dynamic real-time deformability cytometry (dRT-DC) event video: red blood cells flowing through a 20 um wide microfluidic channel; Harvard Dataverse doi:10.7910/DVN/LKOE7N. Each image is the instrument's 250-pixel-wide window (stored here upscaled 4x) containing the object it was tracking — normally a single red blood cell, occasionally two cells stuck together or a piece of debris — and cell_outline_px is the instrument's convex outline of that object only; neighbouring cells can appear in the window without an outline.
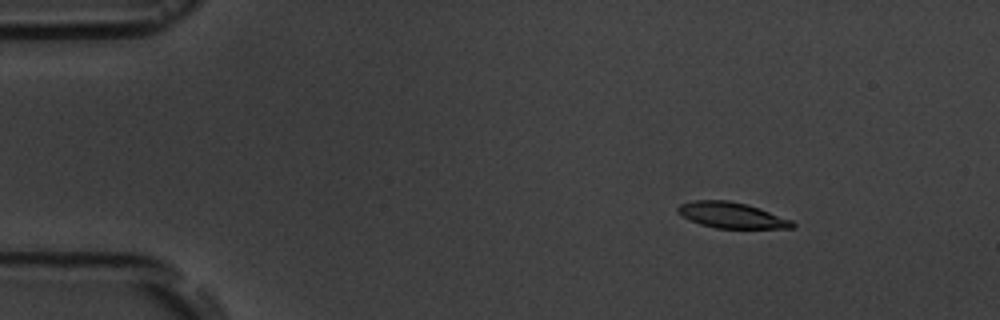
{"species": "common noctule bat (a hibernating species)", "species_latin": "Nyctalus noctula", "temperature_condition": "room temperature", "stored_images_in_passage": 17, "camera_frame_rate_fps": 3000, "um_per_image_px": 0.085, "animal": {"sex": "male", "body_mass_g": 19.5, "forearm_length_mm": 54.6}, "frame": {"image": 1, "passage_image": 3, "time_ms": 2.333, "image_size_px": [1000, 320], "cell_outline_px": [[796, 228], [716, 228], [700, 224], [676, 212], [676, 208], [680, 204], [692, 200], [728, 200], [760, 208], [792, 220], [796, 224]], "centroid_in_image_um": [62.2, 18.29], "position_along_channel_um": 22.8, "area_um2": 17.17}}
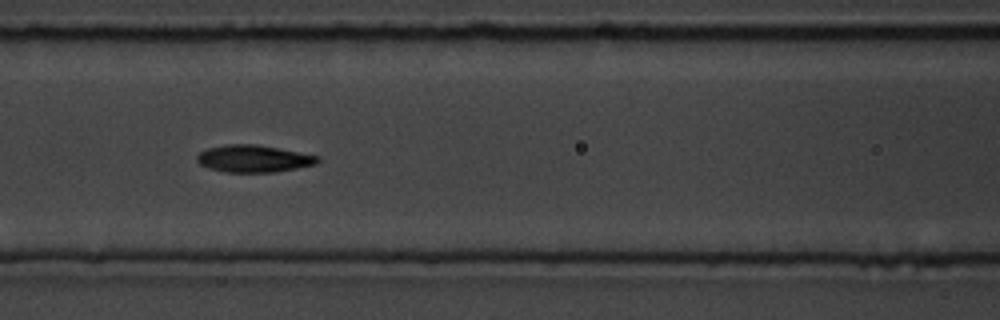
{"frame": {"image": 2, "passage_image": 8, "time_ms": 8.0, "image_size_px": [1000, 320], "cell_outline_px": [[320, 160], [316, 164], [276, 172], [228, 172], [208, 168], [200, 164], [196, 160], [196, 156], [200, 152], [208, 148], [228, 144], [256, 144], [320, 156]], "centroid_in_image_um": [21.55, 13.48], "position_along_channel_um": 145.0, "area_um2": 19.02}}
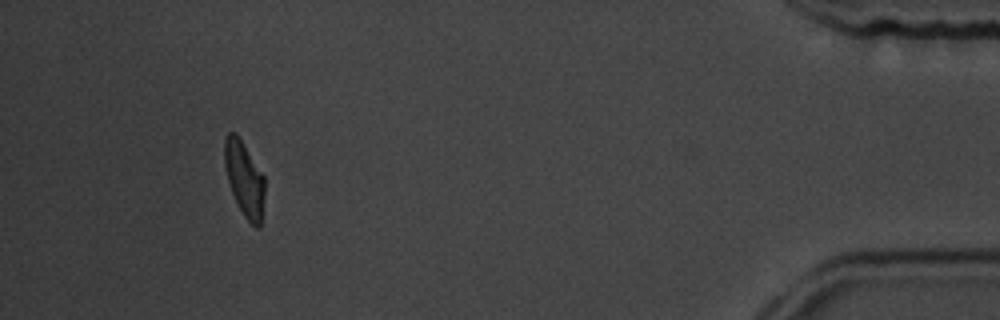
{"frame": {"image": 3, "passage_image": 16, "time_ms": 17.333, "image_size_px": [1000, 320], "cell_outline_px": [[264, 196], [260, 228], [256, 228], [244, 216], [232, 192], [228, 180], [224, 164], [224, 140], [228, 132], [236, 132], [264, 176]], "centroid_in_image_um": [20.76, 15.18], "position_along_channel_um": 414.4, "area_um2": 17.28}, "authors_computed_cell_mechanics": {"area_um2": 18.1492, "velocity_mm_per_s": 3.5968, "shape_relaxation_time_tau1_ms": 3.1953, "shape_relaxation_time_tau2_ms": 1.7125, "deformation_change_tau1": 0.1534, "deformation_change_tau2": 0.0641}}